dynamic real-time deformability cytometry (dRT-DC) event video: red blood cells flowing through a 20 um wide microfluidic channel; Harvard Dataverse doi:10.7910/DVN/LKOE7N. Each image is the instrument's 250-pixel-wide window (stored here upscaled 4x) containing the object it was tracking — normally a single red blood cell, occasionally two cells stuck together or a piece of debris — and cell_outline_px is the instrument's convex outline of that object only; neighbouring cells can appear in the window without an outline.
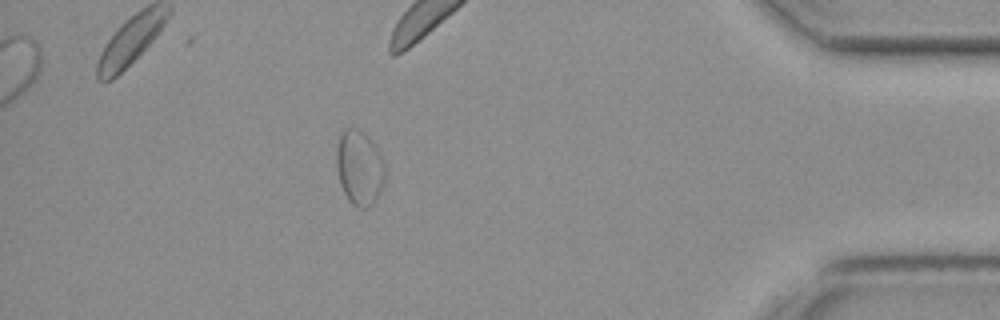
{"species": "common noctule bat (a hibernating species)", "species_latin": "Nyctalus noctula", "temperature_condition": "cold", "stored_images_in_passage": 46, "camera_frame_rate_fps": 3000, "um_per_image_px": 0.085, "animal": {"sex": "female", "body_mass_g": 19.3, "forearm_length_mm": 54.1}, "frame": {"image": 1, "passage_image": 40, "time_ms": 13.0, "image_size_px": [1000, 320], "cell_outline_px": [[384, 180], [380, 192], [372, 204], [364, 208], [360, 208], [352, 204], [348, 200], [340, 184], [336, 168], [336, 152], [340, 136], [344, 128], [356, 128], [376, 148], [384, 164]], "centroid_in_image_um": [30.52, 14.3], "position_along_channel_um": 404.7, "area_um2": 20.63}}